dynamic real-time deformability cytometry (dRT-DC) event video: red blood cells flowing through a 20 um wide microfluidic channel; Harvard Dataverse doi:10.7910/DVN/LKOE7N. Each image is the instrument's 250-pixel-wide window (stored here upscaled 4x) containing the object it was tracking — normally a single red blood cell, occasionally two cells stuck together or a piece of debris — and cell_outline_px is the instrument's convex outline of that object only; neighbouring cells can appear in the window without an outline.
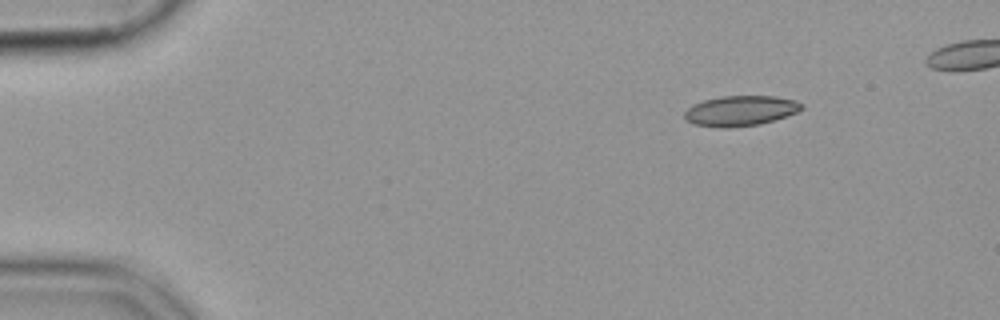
{"species": "common noctule bat (a hibernating species)", "species_latin": "Nyctalus noctula", "temperature_condition": "cold", "stored_images_in_passage": 46, "camera_frame_rate_fps": 3000, "um_per_image_px": 0.085, "animal": {"sex": "female", "body_mass_g": 19.9}, "frame": {"image": 1, "passage_image": 1, "time_ms": 0.0, "image_size_px": [1000, 320], "cell_outline_px": [[804, 108], [796, 112], [760, 124], [692, 124], [684, 120], [684, 112], [692, 104], [704, 100], [720, 96], [776, 96], [796, 100], [804, 104]], "centroid_in_image_um": [62.97, 9.34], "position_along_channel_um": 22.0, "area_um2": 19.71}}
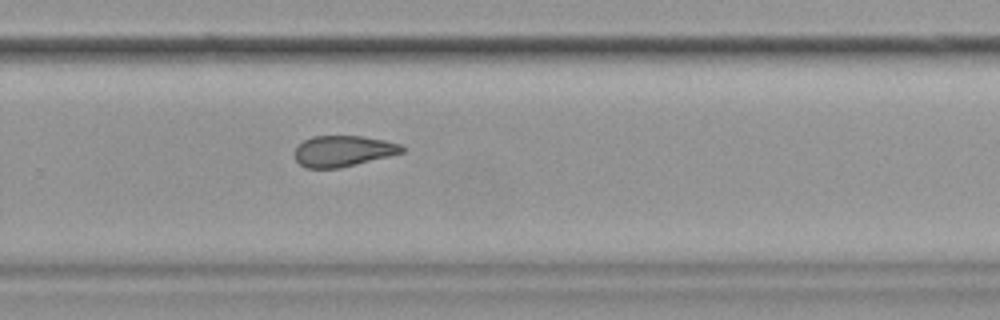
{"frame": {"image": 2, "passage_image": 31, "time_ms": 10.0, "image_size_px": [1000, 320], "cell_outline_px": [[404, 152], [340, 168], [304, 168], [296, 160], [296, 148], [304, 140], [312, 136], [360, 136], [384, 140], [400, 144], [404, 148]], "centroid_in_image_um": [29.15, 12.84], "position_along_channel_um": 300.6, "area_um2": 19.13}}
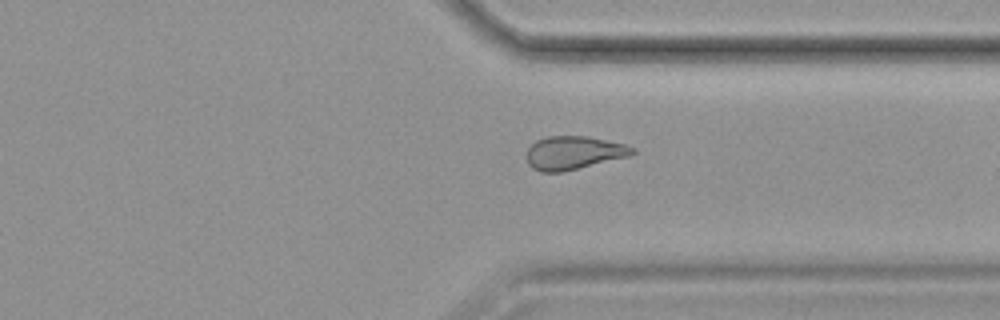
{"frame": {"image": 3, "passage_image": 36, "time_ms": 11.667, "image_size_px": [1000, 320], "cell_outline_px": [[636, 152], [628, 156], [564, 172], [540, 172], [532, 168], [528, 164], [528, 148], [536, 140], [548, 136], [588, 136], [624, 144], [636, 148]], "centroid_in_image_um": [48.76, 12.99], "position_along_channel_um": 362.6, "area_um2": 20.52}}